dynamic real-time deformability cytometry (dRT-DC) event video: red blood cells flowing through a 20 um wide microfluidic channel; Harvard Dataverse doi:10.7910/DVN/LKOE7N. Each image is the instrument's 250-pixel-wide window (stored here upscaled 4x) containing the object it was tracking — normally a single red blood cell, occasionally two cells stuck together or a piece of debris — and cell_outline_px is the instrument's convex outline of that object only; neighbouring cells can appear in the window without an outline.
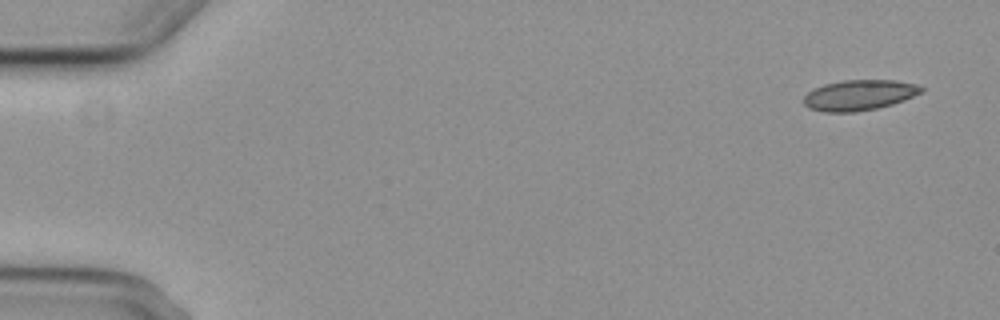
{"species": "common noctule bat (a hibernating species)", "species_latin": "Nyctalus noctula", "temperature_condition": "cold", "stored_images_in_passage": 5, "camera_frame_rate_fps": 3000, "um_per_image_px": 0.085, "animal": {"sex": "female", "body_mass_g": 29.2, "forearm_length_mm": 56.3}, "frame": {"image": 1, "passage_image": 1, "time_ms": 0.0, "image_size_px": [1000, 320], "cell_outline_px": [[924, 92], [904, 100], [892, 104], [876, 108], [856, 112], [824, 112], [808, 108], [804, 104], [804, 96], [812, 88], [824, 84], [844, 80], [896, 80], [916, 84], [924, 88]], "centroid_in_image_um": [73.03, 8.08], "position_along_channel_um": 12.0, "area_um2": 21.04}}